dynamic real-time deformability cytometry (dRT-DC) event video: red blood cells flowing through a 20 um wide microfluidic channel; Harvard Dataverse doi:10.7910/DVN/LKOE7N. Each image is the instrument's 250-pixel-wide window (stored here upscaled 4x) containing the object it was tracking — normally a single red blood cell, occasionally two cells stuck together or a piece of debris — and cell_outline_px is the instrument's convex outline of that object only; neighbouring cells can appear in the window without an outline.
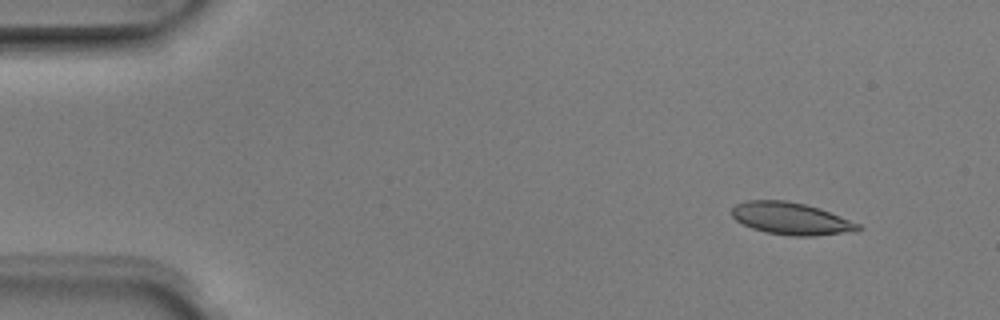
{"species": "Egyptian fruit bat (a non-hibernating species)", "species_latin": "Rousettus aegyptiacus", "temperature_condition": "room temperature", "stored_images_in_passage": 4, "camera_frame_rate_fps": 3000, "um_per_image_px": 0.085, "animal": {"sex": "male"}, "frame": {"image": 1, "passage_image": 1, "time_ms": 0.0, "image_size_px": [1000, 320], "cell_outline_px": [[864, 228], [856, 232], [812, 236], [792, 236], [764, 232], [752, 228], [736, 220], [732, 216], [732, 208], [736, 204], [748, 200], [788, 200], [820, 208], [860, 224]], "centroid_in_image_um": [67.28, 18.58], "position_along_channel_um": 17.7, "area_um2": 23.87}}
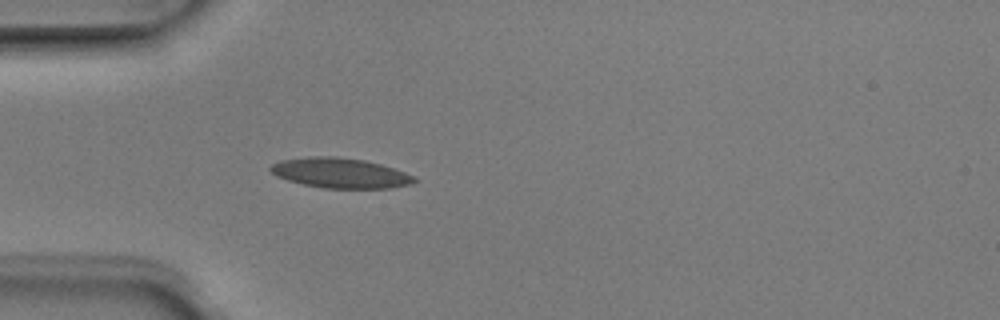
{"frame": {"image": 2, "passage_image": 4, "time_ms": 1.0, "image_size_px": [1000, 320], "cell_outline_px": [[420, 180], [412, 184], [388, 188], [324, 188], [304, 184], [288, 180], [276, 176], [268, 168], [272, 164], [280, 160], [308, 156], [336, 156], [364, 160], [380, 164], [416, 176]], "centroid_in_image_um": [28.93, 14.7], "position_along_channel_um": 56.1, "area_um2": 25.26}}